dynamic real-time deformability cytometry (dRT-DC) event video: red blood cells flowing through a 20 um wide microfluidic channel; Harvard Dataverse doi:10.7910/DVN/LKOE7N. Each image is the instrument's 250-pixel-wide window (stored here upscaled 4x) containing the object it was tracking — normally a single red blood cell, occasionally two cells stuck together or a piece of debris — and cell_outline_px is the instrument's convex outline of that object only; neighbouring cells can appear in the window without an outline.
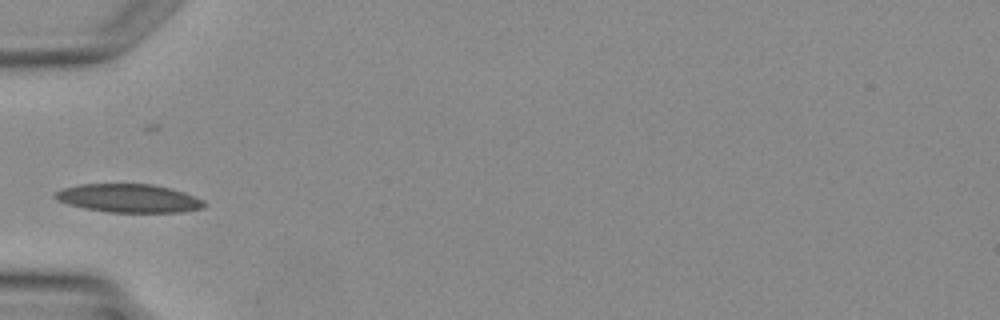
{"species": "Egyptian fruit bat (a non-hibernating species)", "species_latin": "Rousettus aegyptiacus", "temperature_condition": "warm", "stored_images_in_passage": 1, "camera_frame_rate_fps": 3000, "um_per_image_px": 0.085, "animal": {"sex": "female"}, "frame": {"image": 1, "passage_image": 1, "time_ms": 0.0, "image_size_px": [1000, 320], "cell_outline_px": [[204, 208], [180, 212], [108, 212], [84, 208], [68, 204], [56, 200], [52, 196], [56, 192], [64, 188], [76, 184], [152, 184], [184, 192], [204, 200]], "centroid_in_image_um": [10.92, 16.85], "position_along_channel_um": 74.1, "area_um2": 24.62}}